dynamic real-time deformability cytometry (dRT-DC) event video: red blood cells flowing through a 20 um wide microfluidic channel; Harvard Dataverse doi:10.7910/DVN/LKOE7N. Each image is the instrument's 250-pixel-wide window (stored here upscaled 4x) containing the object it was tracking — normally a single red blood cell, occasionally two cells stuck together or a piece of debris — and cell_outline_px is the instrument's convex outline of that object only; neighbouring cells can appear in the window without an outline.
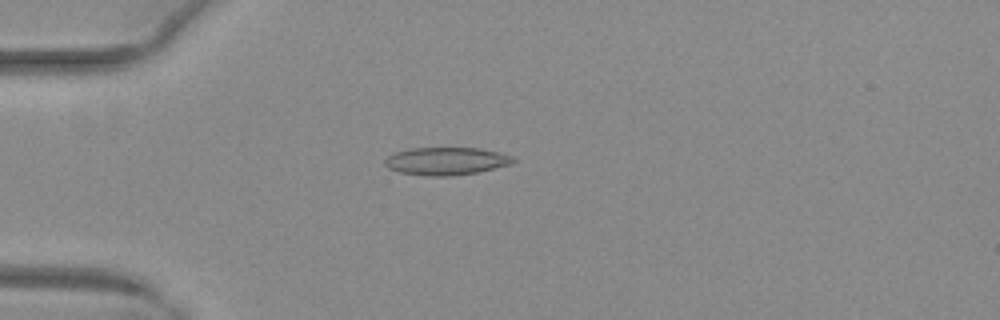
{"species": "common noctule bat (a hibernating species)", "species_latin": "Nyctalus noctula", "temperature_condition": "warm", "stored_images_in_passage": 48, "camera_frame_rate_fps": 3000, "um_per_image_px": 0.085, "animal": {"sex": "female", "body_mass_g": 29.2, "forearm_length_mm": 56.3}, "frame": {"image": 1, "passage_image": 11, "time_ms": 3.333, "image_size_px": [1000, 320], "cell_outline_px": [[516, 160], [512, 164], [476, 172], [448, 176], [432, 176], [400, 172], [388, 168], [384, 164], [384, 160], [388, 156], [396, 152], [412, 148], [480, 148], [500, 152], [512, 156]], "centroid_in_image_um": [37.94, 13.68], "position_along_channel_um": 47.1, "area_um2": 20.58}}
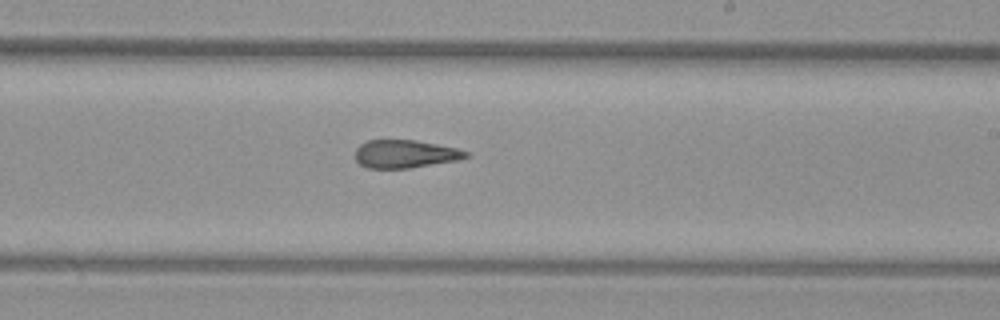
{"frame": {"image": 2, "passage_image": 28, "time_ms": 9.0, "image_size_px": [1000, 320], "cell_outline_px": [[468, 156], [460, 160], [408, 168], [368, 168], [360, 164], [356, 160], [356, 148], [360, 144], [368, 140], [416, 140], [456, 148], [468, 152]], "centroid_in_image_um": [34.43, 13.08], "position_along_channel_um": 254.6, "area_um2": 17.98}}
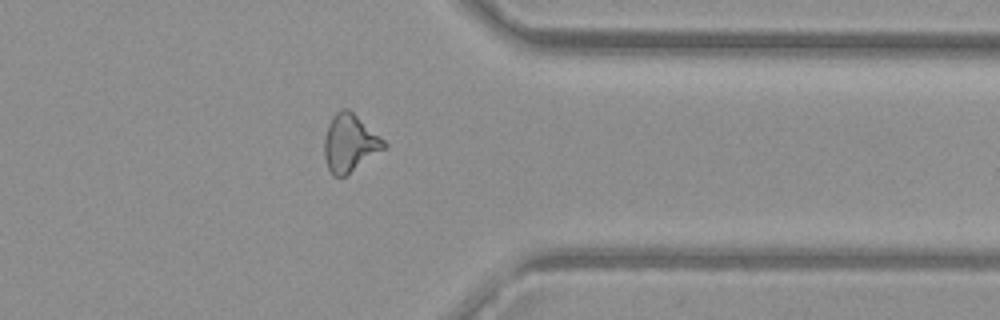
{"frame": {"image": 3, "passage_image": 38, "time_ms": 12.333, "image_size_px": [1000, 320], "cell_outline_px": [[388, 148], [344, 176], [332, 176], [328, 168], [324, 156], [324, 140], [328, 124], [332, 116], [336, 112], [344, 108], [348, 108], [380, 136], [388, 144]], "centroid_in_image_um": [29.75, 12.17], "position_along_channel_um": 381.7, "area_um2": 20.06}, "authors_computed_cell_mechanics": {"area_um2": 19.6231, "velocity_mm_per_s": 4.0287, "shape_relaxation_time_tau1_ms": null, "shape_relaxation_time_tau2_ms": 2.2987, "deformation_change_tau1": null, "deformation_change_tau2": 0.1184}}